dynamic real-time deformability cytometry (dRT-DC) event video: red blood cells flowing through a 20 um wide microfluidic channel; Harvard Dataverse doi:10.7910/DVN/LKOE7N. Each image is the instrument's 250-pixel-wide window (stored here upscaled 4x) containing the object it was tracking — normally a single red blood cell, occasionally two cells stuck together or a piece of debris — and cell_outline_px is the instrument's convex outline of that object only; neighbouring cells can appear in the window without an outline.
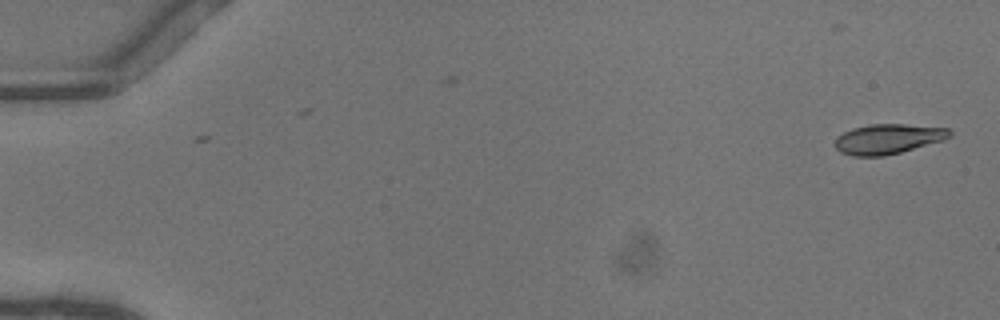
{"species": "common noctule bat (a hibernating species)", "species_latin": "Nyctalus noctula", "temperature_condition": "warm", "stored_images_in_passage": 2, "camera_frame_rate_fps": 3000, "um_per_image_px": 0.085, "animal": {"sex": "female"}, "frame": {"image": 1, "passage_image": 1, "time_ms": 0.0, "image_size_px": [1000, 320], "cell_outline_px": [[952, 136], [944, 140], [900, 152], [884, 156], [852, 156], [840, 152], [836, 148], [836, 140], [844, 132], [852, 128], [872, 124], [904, 124], [948, 128], [952, 132]], "centroid_in_image_um": [75.51, 11.81], "position_along_channel_um": 9.5, "area_um2": 19.88}}